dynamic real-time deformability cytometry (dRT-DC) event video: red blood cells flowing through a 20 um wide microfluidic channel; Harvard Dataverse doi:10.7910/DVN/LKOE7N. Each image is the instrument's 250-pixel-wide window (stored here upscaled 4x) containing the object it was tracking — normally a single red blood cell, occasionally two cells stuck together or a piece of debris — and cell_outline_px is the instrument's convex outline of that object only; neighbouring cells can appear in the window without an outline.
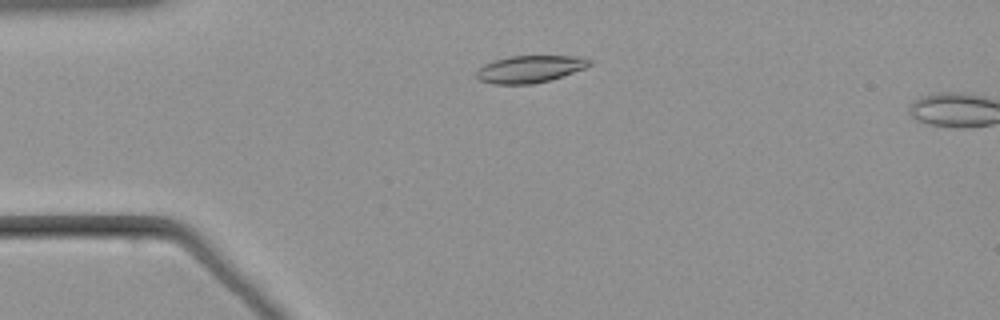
{"species": "common noctule bat (a hibernating species)", "species_latin": "Nyctalus noctula", "temperature_condition": "warm", "stored_images_in_passage": 5, "camera_frame_rate_fps": 3000, "um_per_image_px": 0.085, "animal": {"sex": "male", "body_mass_g": 21.5, "forearm_length_mm": 52.0}, "frame": {"image": 1, "passage_image": 2, "time_ms": 0.333, "image_size_px": [1000, 320], "cell_outline_px": [[592, 64], [584, 68], [548, 80], [532, 84], [492, 84], [480, 80], [476, 76], [476, 72], [484, 64], [496, 60], [512, 56], [580, 56], [592, 60]], "centroid_in_image_um": [45.04, 5.86], "position_along_channel_um": 40.0, "area_um2": 17.63}}